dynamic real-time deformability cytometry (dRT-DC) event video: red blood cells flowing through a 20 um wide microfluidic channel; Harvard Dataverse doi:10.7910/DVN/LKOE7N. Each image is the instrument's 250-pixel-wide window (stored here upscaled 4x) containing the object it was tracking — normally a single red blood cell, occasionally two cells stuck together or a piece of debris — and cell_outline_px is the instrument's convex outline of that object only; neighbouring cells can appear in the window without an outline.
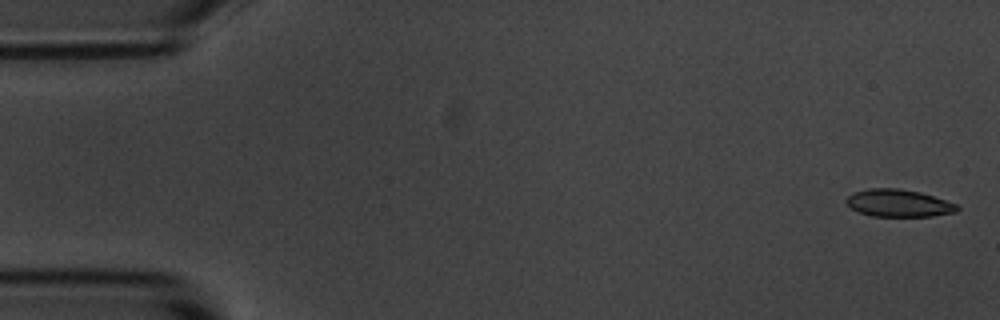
{"species": "common noctule bat (a hibernating species)", "species_latin": "Nyctalus noctula", "temperature_condition": "room temperature", "stored_images_in_passage": 4, "camera_frame_rate_fps": 3000, "um_per_image_px": 0.085, "animal": {"sex": "male", "body_mass_g": 20.1, "forearm_length_mm": 53.5}, "frame": {"image": 1, "passage_image": 1, "time_ms": 0.0, "image_size_px": [1000, 320], "cell_outline_px": [[960, 208], [956, 212], [932, 216], [872, 216], [860, 212], [852, 208], [844, 200], [852, 192], [868, 188], [896, 188], [920, 192], [956, 204]], "centroid_in_image_um": [76.35, 17.26], "position_along_channel_um": 8.6, "area_um2": 17.57}}